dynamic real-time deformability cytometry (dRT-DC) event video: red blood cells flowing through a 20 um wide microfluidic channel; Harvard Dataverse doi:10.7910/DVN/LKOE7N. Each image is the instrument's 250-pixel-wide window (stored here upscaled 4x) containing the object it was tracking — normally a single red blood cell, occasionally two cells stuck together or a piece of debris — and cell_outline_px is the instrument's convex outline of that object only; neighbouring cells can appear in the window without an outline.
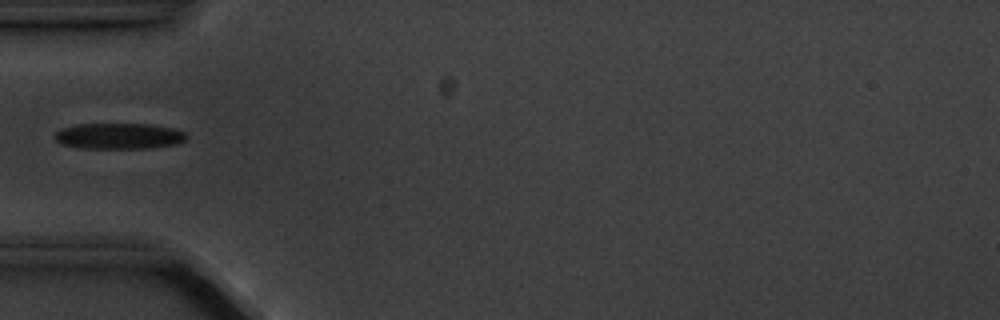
{"species": "common noctule bat (a hibernating species)", "species_latin": "Nyctalus noctula", "temperature_condition": "cold", "stored_images_in_passage": 15, "camera_frame_rate_fps": 3000, "um_per_image_px": 0.085, "animal": {"sex": "male", "body_mass_g": 20.1, "forearm_length_mm": 53.5}, "frame": {"image": 1, "passage_image": 5, "time_ms": 5.667, "image_size_px": [1000, 320], "cell_outline_px": [[184, 140], [180, 144], [152, 148], [80, 148], [60, 144], [56, 140], [56, 132], [60, 128], [76, 124], [148, 124], [172, 128], [184, 132]], "centroid_in_image_um": [10.08, 11.57], "position_along_channel_um": 74.9, "area_um2": 19.88}}
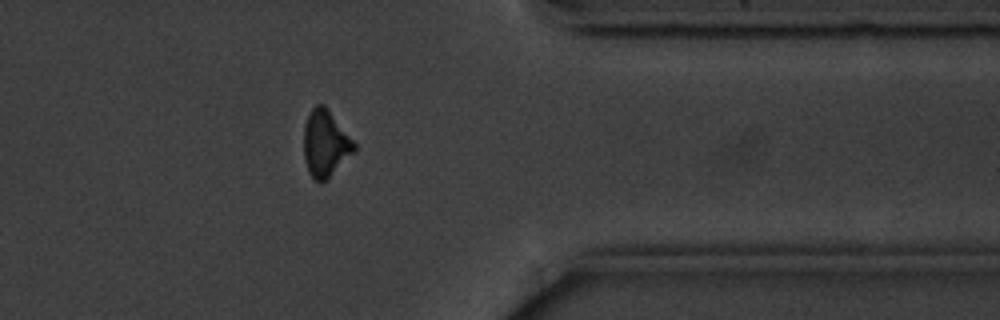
{"frame": {"image": 2, "passage_image": 13, "time_ms": 14.667, "image_size_px": [1000, 320], "cell_outline_px": [[356, 148], [320, 184], [308, 172], [304, 160], [304, 124], [312, 108], [316, 104], [324, 104], [356, 144]], "centroid_in_image_um": [27.61, 12.16], "position_along_channel_um": 383.8, "area_um2": 18.96}}
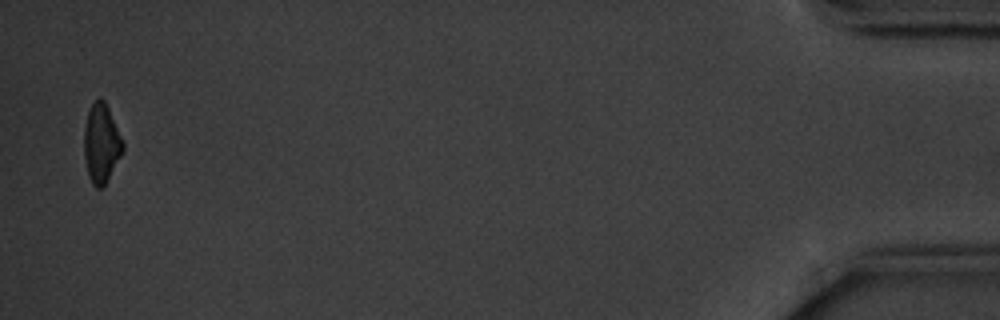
{"frame": {"image": 3, "passage_image": 15, "time_ms": 18.0, "image_size_px": [1000, 320], "cell_outline_px": [[124, 148], [104, 188], [96, 188], [92, 184], [88, 176], [84, 156], [84, 128], [88, 112], [92, 104], [100, 96], [104, 100], [108, 108], [124, 144]], "centroid_in_image_um": [8.6, 12.22], "position_along_channel_um": 426.6, "area_um2": 17.74}, "authors_computed_cell_mechanics": {"area_um2": 19.7098, "velocity_mm_per_s": 3.5627, "shape_relaxation_time_tau1_ms": 4.4095, "shape_relaxation_time_tau2_ms": 5.737, "deformation_change_tau1": 0.1377, "deformation_change_tau2": 0.1475}}